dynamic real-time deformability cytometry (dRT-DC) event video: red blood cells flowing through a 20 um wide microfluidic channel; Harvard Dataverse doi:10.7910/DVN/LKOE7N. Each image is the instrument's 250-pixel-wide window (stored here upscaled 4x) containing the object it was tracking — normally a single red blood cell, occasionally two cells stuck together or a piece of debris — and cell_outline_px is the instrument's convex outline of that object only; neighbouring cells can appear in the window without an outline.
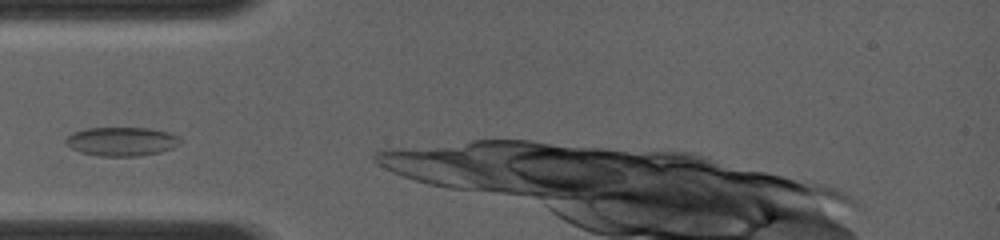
{"species": "common noctule bat (a hibernating species)", "species_latin": "Nyctalus noctula", "temperature_condition": "room temperature", "stored_images_in_passage": 6, "camera_frame_rate_fps": 4000, "um_per_image_px": 0.085, "animal": {"sex": "female", "body_mass_g": 19.0, "forearm_length_mm": 56.7}, "frame": {"image": 1, "passage_image": 1, "time_ms": 0.0, "image_size_px": [1000, 240], "cell_outline_px": [[184, 140], [180, 144], [172, 148], [160, 152], [140, 156], [100, 156], [80, 152], [72, 148], [64, 140], [72, 132], [88, 128], [148, 128], [168, 132], [180, 136]], "centroid_in_image_um": [10.39, 12.02], "position_along_channel_um": 74.6, "area_um2": 19.36}}
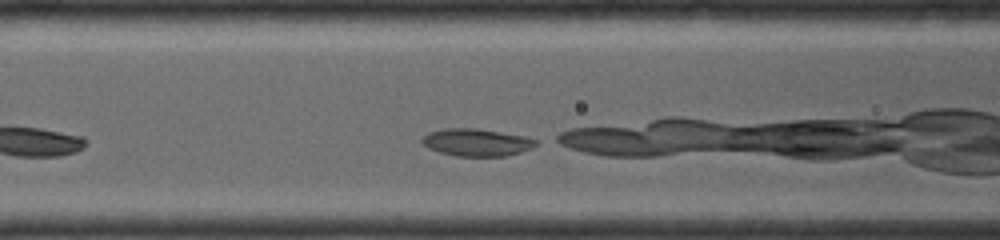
{"frame": {"image": 2, "passage_image": 6, "time_ms": 2.0, "image_size_px": [1000, 240], "cell_outline_px": [[540, 140], [532, 148], [520, 152], [504, 156], [456, 156], [440, 152], [428, 148], [420, 140], [428, 132], [444, 128], [476, 128], [524, 136]], "centroid_in_image_um": [40.51, 12.1], "position_along_channel_um": 126.1, "area_um2": 18.15}}